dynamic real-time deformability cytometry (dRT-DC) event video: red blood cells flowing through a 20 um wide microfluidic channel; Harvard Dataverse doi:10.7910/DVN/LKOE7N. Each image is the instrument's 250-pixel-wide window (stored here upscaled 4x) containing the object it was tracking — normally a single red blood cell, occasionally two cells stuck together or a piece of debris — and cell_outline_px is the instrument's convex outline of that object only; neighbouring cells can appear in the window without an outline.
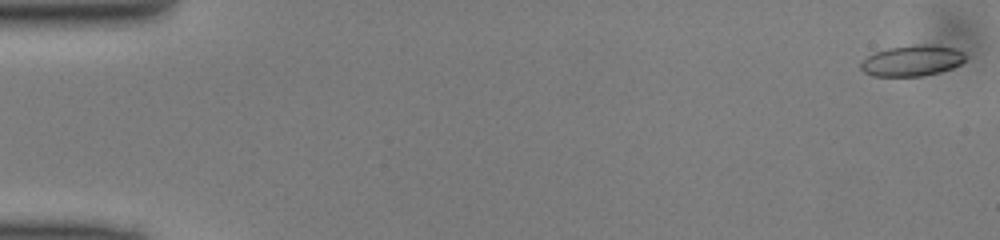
{"species": "common noctule bat (a hibernating species)", "species_latin": "Nyctalus noctula", "temperature_condition": "cold", "stored_images_in_passage": 49, "camera_frame_rate_fps": 3000, "um_per_image_px": 0.085, "animal": {"sex": "male", "body_mass_g": 13.0, "forearm_length_mm": 53.1}, "frame": {"image": 1, "passage_image": 1, "time_ms": 0.0, "image_size_px": [1000, 240], "cell_outline_px": [[964, 60], [960, 64], [952, 68], [940, 72], [920, 76], [872, 76], [864, 72], [860, 68], [860, 64], [868, 56], [876, 52], [888, 48], [912, 44], [936, 44], [956, 48], [964, 52]], "centroid_in_image_um": [77.55, 5.14], "position_along_channel_um": 7.5, "area_um2": 18.96}}
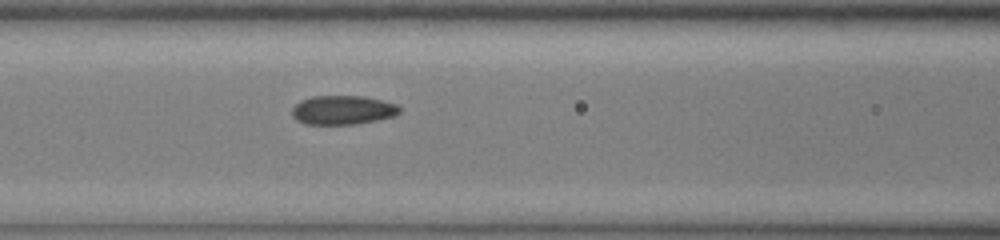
{"frame": {"image": 2, "passage_image": 21, "time_ms": 6.667, "image_size_px": [1000, 240], "cell_outline_px": [[400, 112], [392, 116], [376, 120], [356, 124], [304, 124], [296, 120], [292, 116], [292, 108], [300, 100], [312, 96], [364, 96], [396, 104], [400, 108]], "centroid_in_image_um": [29.09, 9.35], "position_along_channel_um": 137.5, "area_um2": 18.15}}
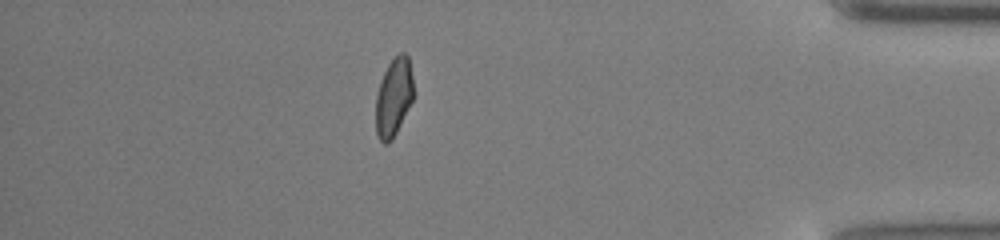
{"frame": {"image": 3, "passage_image": 43, "time_ms": 14.0, "image_size_px": [1000, 240], "cell_outline_px": [[412, 100], [392, 140], [388, 144], [384, 144], [380, 140], [376, 132], [376, 96], [380, 80], [388, 64], [400, 52], [404, 52], [408, 56], [412, 76]], "centroid_in_image_um": [33.44, 8.26], "position_along_channel_um": 401.8, "area_um2": 16.94}}